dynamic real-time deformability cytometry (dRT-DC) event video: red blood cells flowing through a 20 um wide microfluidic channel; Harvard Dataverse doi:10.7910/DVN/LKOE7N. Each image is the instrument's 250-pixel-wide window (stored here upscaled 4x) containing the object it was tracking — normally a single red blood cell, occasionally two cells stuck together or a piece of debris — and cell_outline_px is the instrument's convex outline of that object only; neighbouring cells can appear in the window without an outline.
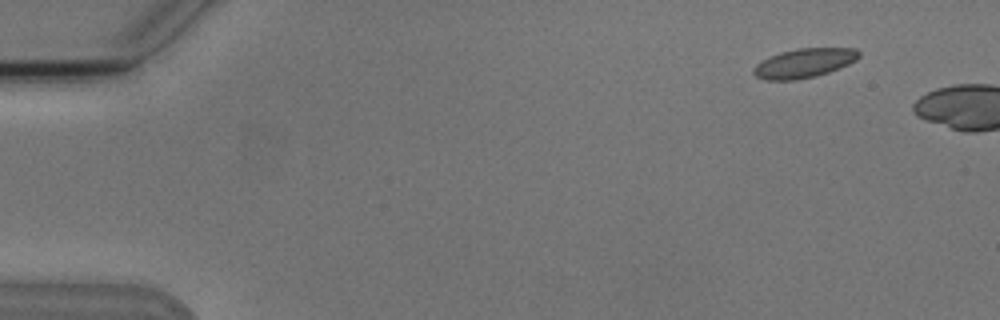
{"species": "Egyptian fruit bat (a non-hibernating species)", "species_latin": "Rousettus aegyptiacus", "temperature_condition": "cold", "stored_images_in_passage": 3, "camera_frame_rate_fps": 3000, "um_per_image_px": 0.085, "animal": {"sex": "male"}, "frame": {"image": 1, "passage_image": 2, "time_ms": 1.333, "image_size_px": [1000, 320], "cell_outline_px": [[860, 56], [856, 60], [840, 68], [816, 76], [796, 80], [764, 80], [756, 76], [752, 72], [752, 68], [756, 64], [780, 52], [796, 48], [856, 48], [860, 52]], "centroid_in_image_um": [68.35, 5.36], "position_along_channel_um": 16.6, "area_um2": 17.98}}